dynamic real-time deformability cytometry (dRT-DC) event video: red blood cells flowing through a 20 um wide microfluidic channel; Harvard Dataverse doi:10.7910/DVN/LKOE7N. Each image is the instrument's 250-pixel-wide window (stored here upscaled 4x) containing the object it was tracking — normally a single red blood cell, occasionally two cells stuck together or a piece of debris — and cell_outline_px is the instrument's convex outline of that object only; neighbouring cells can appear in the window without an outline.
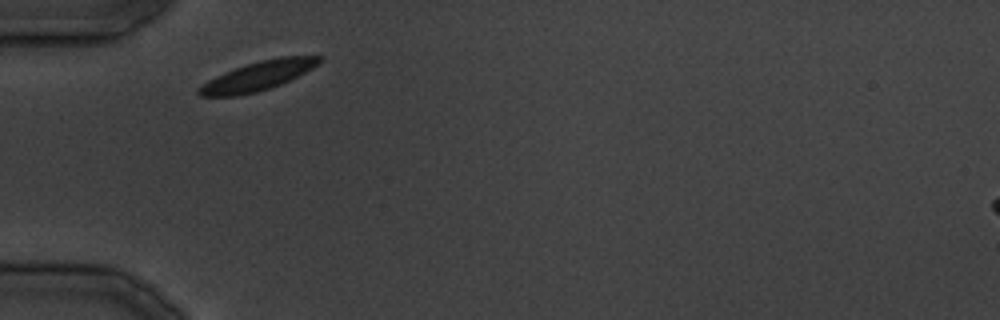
{"species": "common noctule bat (a hibernating species)", "species_latin": "Nyctalus noctula", "temperature_condition": "cold", "stored_images_in_passage": 21, "camera_frame_rate_fps": 3000, "um_per_image_px": 0.085, "animal": {"sex": "male", "body_mass_g": 19.5, "forearm_length_mm": 54.6}, "frame": {"image": 1, "passage_image": 1, "time_ms": 0.0, "image_size_px": [1000, 320], "cell_outline_px": [[324, 60], [312, 68], [280, 84], [256, 92], [236, 96], [200, 96], [196, 92], [196, 88], [208, 80], [224, 72], [260, 60], [280, 56], [324, 56]], "centroid_in_image_um": [21.91, 6.45], "position_along_channel_um": 63.1, "area_um2": 20.23}}
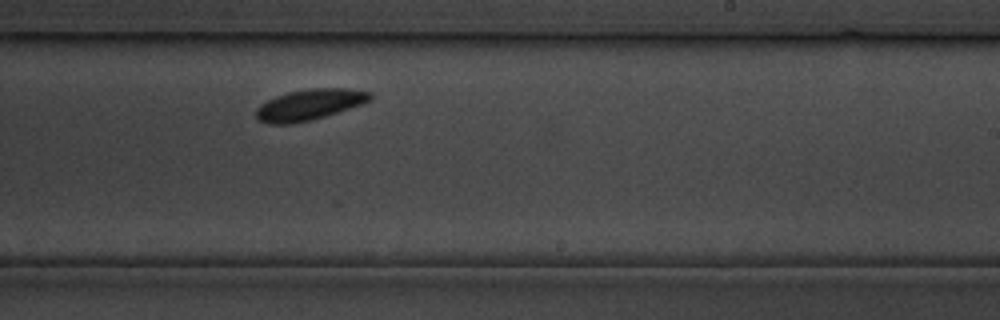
{"frame": {"image": 2, "passage_image": 13, "time_ms": 14.333, "image_size_px": [1000, 320], "cell_outline_px": [[372, 100], [324, 116], [308, 120], [288, 124], [268, 124], [256, 120], [256, 108], [260, 104], [276, 96], [288, 92], [308, 88], [344, 88], [372, 92]], "centroid_in_image_um": [26.26, 8.89], "position_along_channel_um": 262.7, "area_um2": 20.35}}
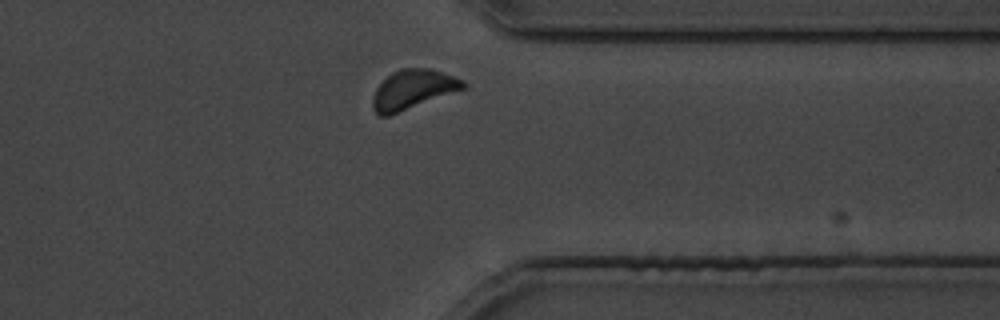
{"frame": {"image": 3, "passage_image": 20, "time_ms": 22.333, "image_size_px": [1000, 320], "cell_outline_px": [[468, 88], [388, 116], [380, 116], [372, 108], [372, 96], [376, 88], [392, 72], [400, 68], [428, 68], [464, 80], [468, 84]], "centroid_in_image_um": [35.11, 7.61], "position_along_channel_um": 376.3, "area_um2": 20.81}}